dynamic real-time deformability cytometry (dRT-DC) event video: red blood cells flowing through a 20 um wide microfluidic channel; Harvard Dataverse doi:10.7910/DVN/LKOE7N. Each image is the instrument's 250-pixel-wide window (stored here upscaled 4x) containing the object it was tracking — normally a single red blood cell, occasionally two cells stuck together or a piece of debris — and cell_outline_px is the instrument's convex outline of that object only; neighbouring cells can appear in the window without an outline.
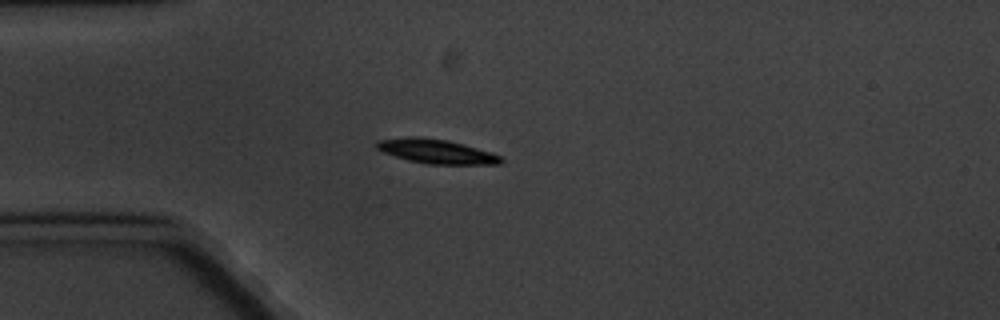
{"species": "common noctule bat (a hibernating species)", "species_latin": "Nyctalus noctula", "temperature_condition": "cold", "stored_images_in_passage": 5, "camera_frame_rate_fps": 3000, "um_per_image_px": 0.085, "animal": {"sex": "male", "body_mass_g": 20.1, "forearm_length_mm": 53.5}, "frame": {"image": 1, "passage_image": 4, "time_ms": 3.333, "image_size_px": [1000, 320], "cell_outline_px": [[504, 160], [500, 164], [428, 164], [408, 160], [384, 152], [376, 148], [376, 140], [408, 136], [416, 136], [448, 140], [464, 144], [492, 152], [500, 156]], "centroid_in_image_um": [37.09, 12.85], "position_along_channel_um": 47.9, "area_um2": 17.63}}
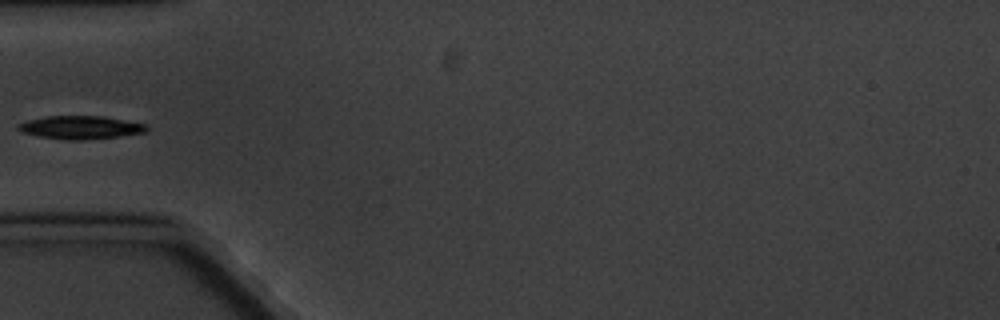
{"frame": {"image": 2, "passage_image": 5, "time_ms": 4.667, "image_size_px": [1000, 320], "cell_outline_px": [[148, 128], [144, 132], [116, 136], [84, 140], [64, 140], [40, 136], [20, 132], [16, 128], [16, 124], [28, 120], [48, 116], [104, 116], [148, 124]], "centroid_in_image_um": [6.81, 10.82], "position_along_channel_um": 78.2, "area_um2": 17.34}}